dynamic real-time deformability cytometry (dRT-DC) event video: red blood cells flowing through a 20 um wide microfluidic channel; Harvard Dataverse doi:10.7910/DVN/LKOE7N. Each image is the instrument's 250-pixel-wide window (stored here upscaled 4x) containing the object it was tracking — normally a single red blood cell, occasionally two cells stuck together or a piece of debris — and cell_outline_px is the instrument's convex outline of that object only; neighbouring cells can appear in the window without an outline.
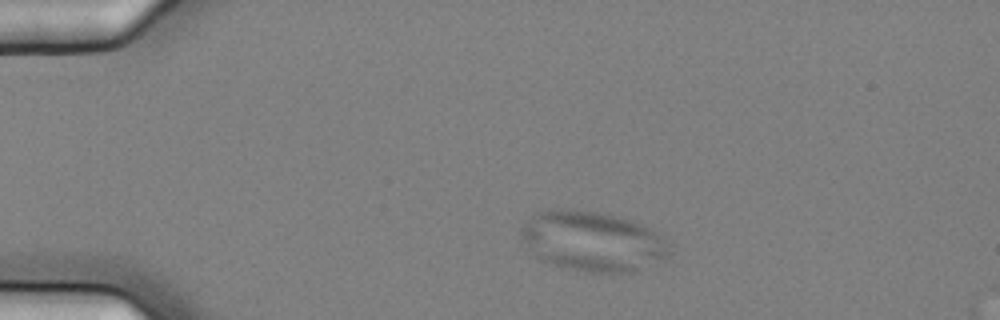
{"species": "common noctule bat (a hibernating species)", "species_latin": "Nyctalus noctula", "temperature_condition": "cold", "stored_images_in_passage": 5, "camera_frame_rate_fps": 3000, "um_per_image_px": 0.085, "animal": {"sex": "female", "body_mass_g": 25.1}, "frame": {"image": 1, "passage_image": 1, "time_ms": 0.0, "image_size_px": [1000, 320], "cell_outline_px": [[668, 256], [632, 272], [580, 272], [552, 264], [544, 260], [524, 240], [520, 232], [520, 228], [536, 212], [552, 208], [556, 208], [596, 212], [632, 220], [656, 232], [668, 244]], "centroid_in_image_um": [50.36, 20.5], "position_along_channel_um": 34.6, "area_um2": 50.75}}